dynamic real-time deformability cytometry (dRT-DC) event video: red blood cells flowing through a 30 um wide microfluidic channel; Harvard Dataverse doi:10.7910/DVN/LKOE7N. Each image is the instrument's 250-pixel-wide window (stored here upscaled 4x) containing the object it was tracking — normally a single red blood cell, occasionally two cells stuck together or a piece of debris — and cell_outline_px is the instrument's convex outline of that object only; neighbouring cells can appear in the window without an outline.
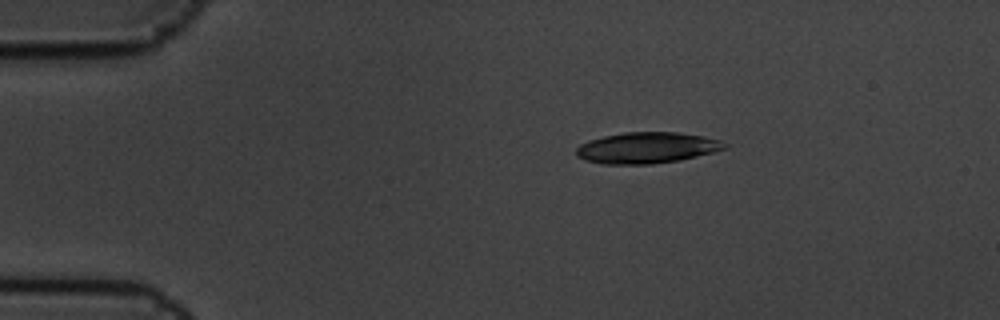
{"species": "common noctule bat (a hibernating species)", "species_latin": "Nyctalus noctula", "temperature_condition": "cold", "stored_images_in_passage": 5, "camera_frame_rate_fps": 3000, "um_per_image_px": 0.085, "animal": {"sex": "male", "body_mass_g": 19.5, "forearm_length_mm": 54.6}, "frame": {"image": 1, "passage_image": 3, "time_ms": 0.667, "image_size_px": [1000, 320], "cell_outline_px": [[728, 148], [680, 160], [652, 164], [604, 164], [584, 160], [576, 156], [576, 148], [580, 144], [588, 140], [604, 136], [624, 132], [676, 132], [704, 136], [720, 140], [728, 144]], "centroid_in_image_um": [54.97, 12.56], "position_along_channel_um": 30.0, "area_um2": 26.99}}